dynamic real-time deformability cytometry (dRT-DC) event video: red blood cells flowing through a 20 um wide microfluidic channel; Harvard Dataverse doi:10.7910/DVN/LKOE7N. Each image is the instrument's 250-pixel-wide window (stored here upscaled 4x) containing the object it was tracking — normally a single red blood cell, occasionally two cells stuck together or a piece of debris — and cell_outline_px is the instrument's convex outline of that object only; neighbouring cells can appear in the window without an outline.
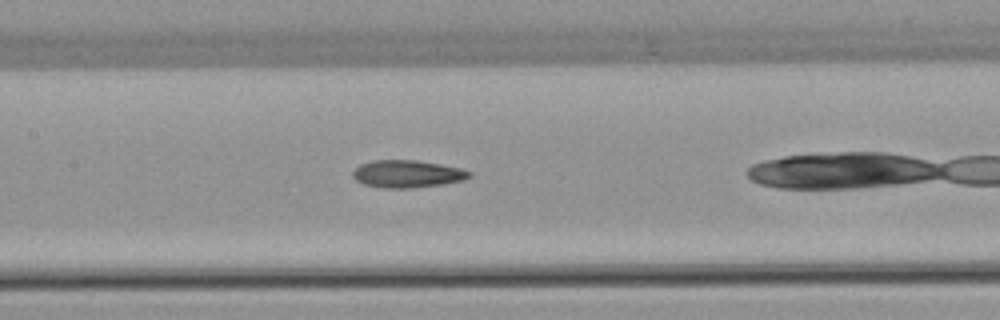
{"species": "common noctule bat (a hibernating species)", "species_latin": "Nyctalus noctula", "temperature_condition": "warm", "stored_images_in_passage": 37, "camera_frame_rate_fps": 3000, "um_per_image_px": 0.085, "animal": {"sex": "female", "body_mass_g": 22.7, "forearm_length_mm": 54.2}, "frame": {"image": 1, "passage_image": 21, "time_ms": 6.667, "image_size_px": [1000, 320], "cell_outline_px": [[472, 176], [464, 180], [444, 184], [412, 188], [380, 188], [364, 184], [356, 180], [352, 176], [352, 172], [360, 164], [372, 160], [416, 160], [440, 164], [460, 168], [472, 172]], "centroid_in_image_um": [34.62, 14.78], "position_along_channel_um": 172.8, "area_um2": 18.79}}
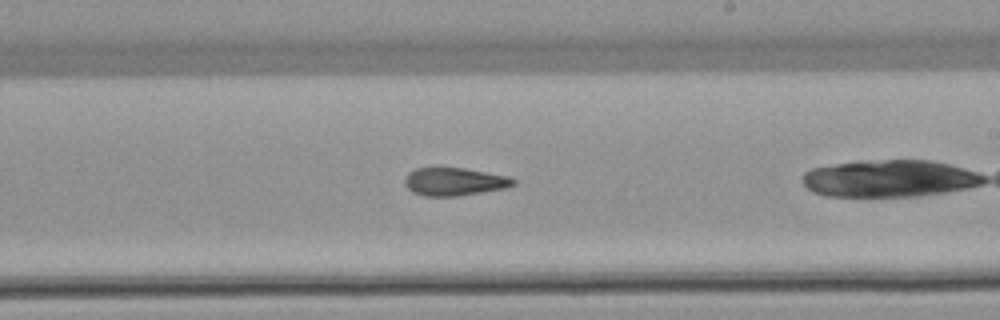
{"frame": {"image": 2, "passage_image": 27, "time_ms": 8.667, "image_size_px": [1000, 320], "cell_outline_px": [[516, 184], [504, 188], [460, 196], [424, 196], [412, 192], [404, 184], [404, 180], [408, 172], [416, 168], [464, 168], [512, 176], [516, 180]], "centroid_in_image_um": [38.64, 15.44], "position_along_channel_um": 250.4, "area_um2": 17.86}}
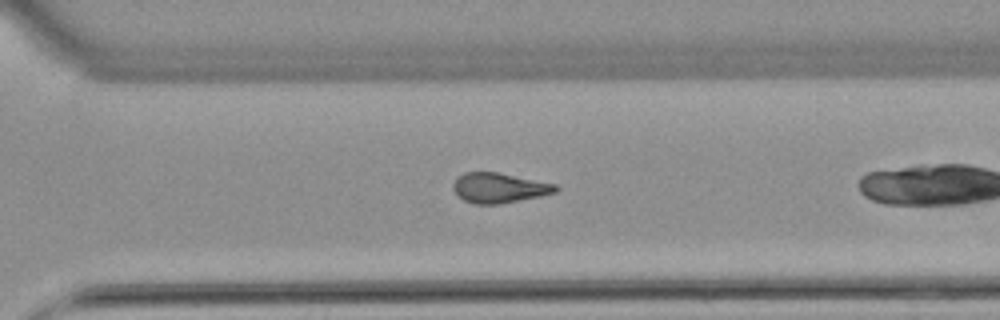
{"frame": {"image": 3, "passage_image": 33, "time_ms": 10.667, "image_size_px": [1000, 320], "cell_outline_px": [[560, 188], [556, 192], [540, 196], [496, 204], [472, 204], [464, 200], [452, 188], [452, 184], [456, 176], [464, 172], [496, 172], [556, 184]], "centroid_in_image_um": [42.39, 15.96], "position_along_channel_um": 328.2, "area_um2": 17.8}}